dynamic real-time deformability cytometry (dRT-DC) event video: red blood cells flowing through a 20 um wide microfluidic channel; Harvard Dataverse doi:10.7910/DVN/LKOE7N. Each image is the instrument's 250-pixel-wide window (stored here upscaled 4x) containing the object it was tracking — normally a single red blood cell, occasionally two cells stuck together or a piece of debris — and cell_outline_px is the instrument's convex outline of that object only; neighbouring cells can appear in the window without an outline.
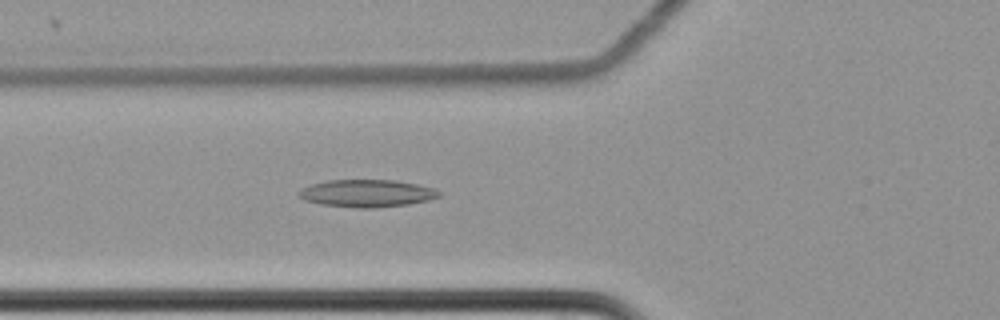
{"species": "common noctule bat (a hibernating species)", "species_latin": "Nyctalus noctula", "temperature_condition": "cold", "stored_images_in_passage": 61, "camera_frame_rate_fps": 3000, "um_per_image_px": 0.085, "animal": {"sex": "female", "body_mass_g": 22.7, "forearm_length_mm": 54.2}, "frame": {"image": 1, "passage_image": 24, "time_ms": 7.667, "image_size_px": [1000, 320], "cell_outline_px": [[440, 196], [428, 200], [408, 204], [376, 208], [360, 208], [320, 204], [304, 200], [296, 192], [312, 184], [328, 180], [392, 180], [416, 184], [432, 188], [440, 192]], "centroid_in_image_um": [31.17, 16.44], "position_along_channel_um": 94.6, "area_um2": 22.2}}
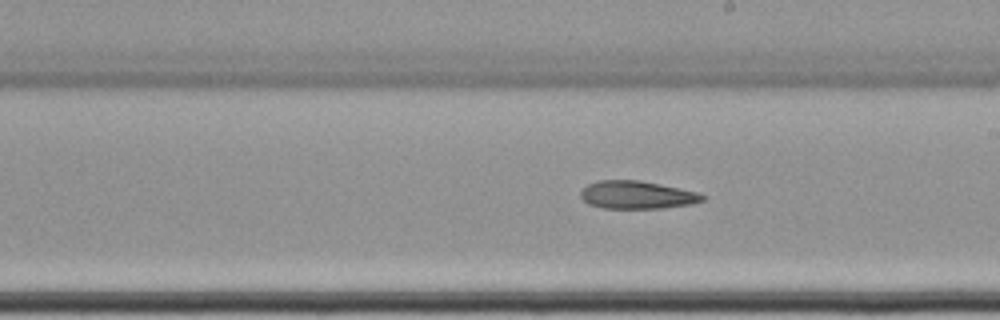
{"frame": {"image": 2, "passage_image": 36, "time_ms": 11.667, "image_size_px": [1000, 320], "cell_outline_px": [[708, 196], [704, 200], [692, 204], [664, 208], [604, 208], [588, 204], [580, 196], [580, 192], [588, 184], [600, 180], [640, 180], [660, 184], [696, 192]], "centroid_in_image_um": [54.16, 16.57], "position_along_channel_um": 234.8, "area_um2": 19.77}}
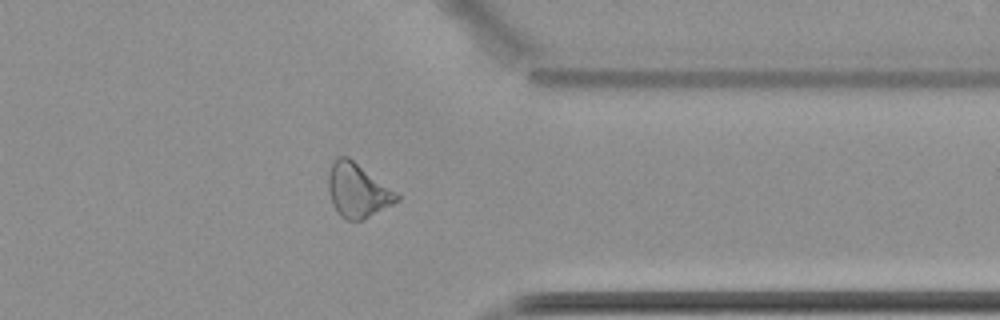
{"frame": {"image": 3, "passage_image": 49, "time_ms": 16.0, "image_size_px": [1000, 320], "cell_outline_px": [[400, 200], [364, 220], [348, 220], [340, 216], [336, 212], [332, 204], [328, 192], [328, 172], [332, 160], [336, 156], [348, 156], [396, 192], [400, 196]], "centroid_in_image_um": [30.36, 16.18], "position_along_channel_um": 381.0, "area_um2": 21.73}}